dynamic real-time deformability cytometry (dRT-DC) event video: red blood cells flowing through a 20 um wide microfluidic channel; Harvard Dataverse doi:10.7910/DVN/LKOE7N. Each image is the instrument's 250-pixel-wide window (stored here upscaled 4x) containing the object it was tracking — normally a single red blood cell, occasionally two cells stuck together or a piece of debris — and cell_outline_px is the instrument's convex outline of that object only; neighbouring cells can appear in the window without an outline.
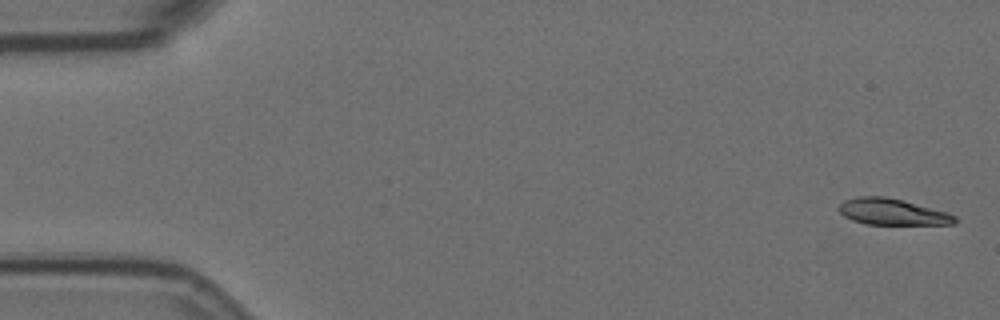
{"species": "Egyptian fruit bat (a non-hibernating species)", "species_latin": "Rousettus aegyptiacus", "temperature_condition": "room temperature", "stored_images_in_passage": 5, "camera_frame_rate_fps": 3000, "um_per_image_px": 0.085, "animal": {"sex": "female"}, "frame": {"image": 1, "passage_image": 1, "time_ms": 0.0, "image_size_px": [1000, 320], "cell_outline_px": [[956, 224], [868, 224], [852, 220], [844, 216], [836, 208], [844, 200], [856, 196], [884, 196], [904, 200], [948, 212], [956, 216]], "centroid_in_image_um": [75.83, 17.99], "position_along_channel_um": 9.2, "area_um2": 17.86}}
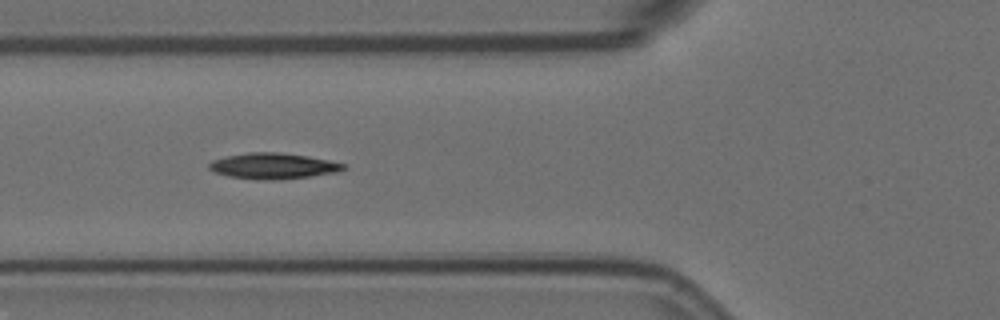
{"frame": {"image": 2, "passage_image": 4, "time_ms": 1.0, "image_size_px": [1000, 320], "cell_outline_px": [[348, 168], [340, 172], [312, 176], [276, 180], [260, 180], [228, 176], [216, 172], [208, 168], [208, 164], [212, 160], [228, 156], [248, 152], [280, 152], [308, 156], [328, 160], [344, 164]], "centroid_in_image_um": [23.25, 14.11], "position_along_channel_um": 102.5, "area_um2": 20.35}}
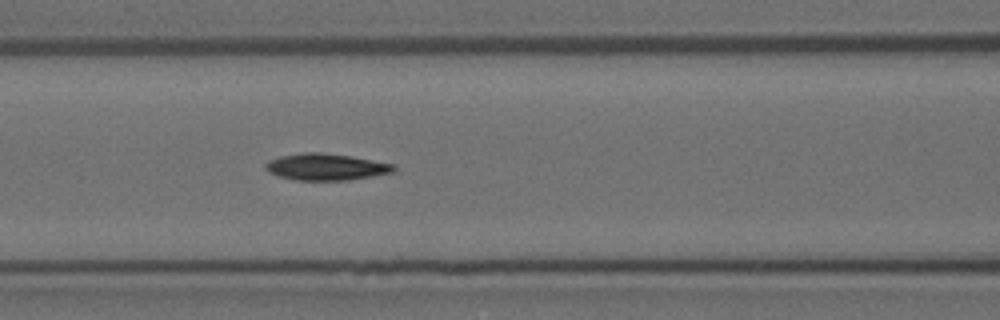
{"frame": {"image": 3, "passage_image": 5, "time_ms": 1.333, "image_size_px": [1000, 320], "cell_outline_px": [[396, 168], [392, 172], [372, 176], [348, 180], [296, 180], [280, 176], [268, 172], [264, 168], [264, 164], [268, 160], [280, 156], [304, 152], [320, 152], [348, 156], [396, 164]], "centroid_in_image_um": [27.68, 14.18], "position_along_channel_um": 138.9, "area_um2": 19.83}}